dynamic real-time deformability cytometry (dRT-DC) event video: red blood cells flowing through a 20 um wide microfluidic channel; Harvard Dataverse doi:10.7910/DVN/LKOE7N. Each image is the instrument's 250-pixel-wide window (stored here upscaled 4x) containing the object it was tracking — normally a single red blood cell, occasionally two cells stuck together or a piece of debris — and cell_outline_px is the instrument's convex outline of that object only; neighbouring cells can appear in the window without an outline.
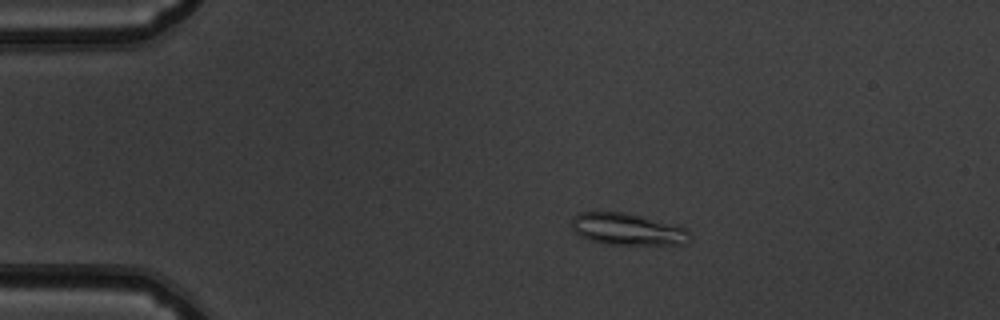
{"species": "common noctule bat (a hibernating species)", "species_latin": "Nyctalus noctula", "temperature_condition": "warm", "stored_images_in_passage": 43, "camera_frame_rate_fps": 3000, "um_per_image_px": 0.085, "animal": {"sex": "male", "body_mass_g": 19.5, "forearm_length_mm": 54.6}, "frame": {"image": 1, "passage_image": 1, "time_ms": 0.0, "image_size_px": [1000, 320], "cell_outline_px": [[688, 244], [604, 244], [588, 240], [572, 232], [572, 220], [580, 212], [624, 212], [640, 216], [684, 228], [688, 232]], "centroid_in_image_um": [53.24, 19.49], "position_along_channel_um": 31.8, "area_um2": 21.5}}
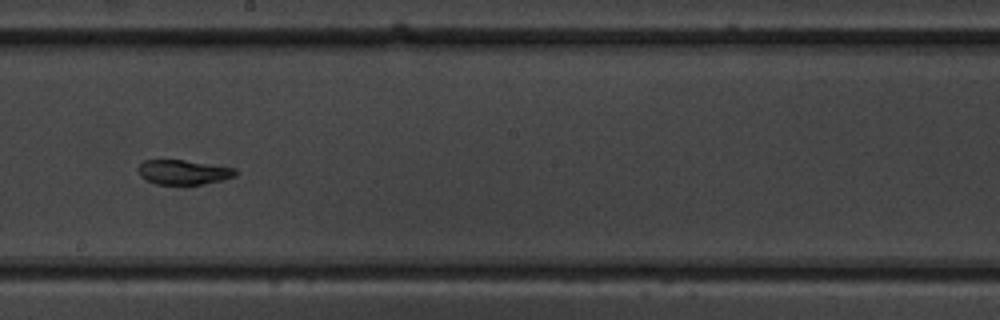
{"frame": {"image": 2, "passage_image": 21, "time_ms": 6.667, "image_size_px": [1000, 320], "cell_outline_px": [[240, 172], [236, 176], [224, 180], [204, 184], [156, 184], [140, 176], [136, 168], [144, 160], [184, 160], [236, 168]], "centroid_in_image_um": [15.64, 14.63], "position_along_channel_um": 232.6, "area_um2": 14.1}}
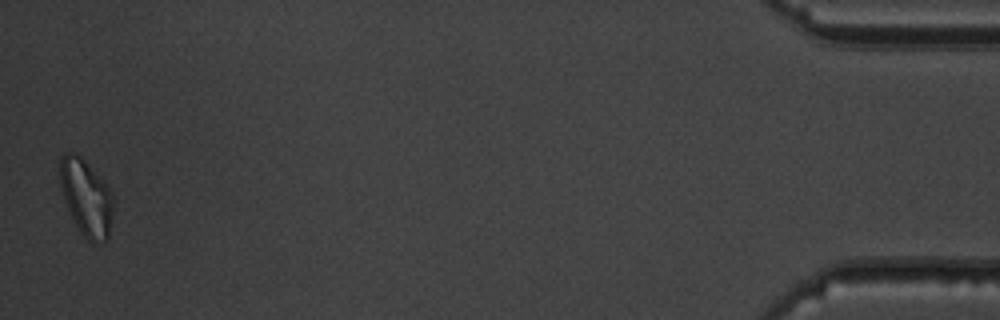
{"frame": {"image": 3, "passage_image": 43, "time_ms": 14.0, "image_size_px": [1000, 320], "cell_outline_px": [[112, 212], [108, 236], [104, 240], [88, 240], [80, 232], [68, 208], [60, 188], [60, 156], [64, 152], [76, 152], [104, 180], [112, 192]], "centroid_in_image_um": [7.3, 16.71], "position_along_channel_um": 427.9, "area_um2": 23.29}, "authors_computed_cell_mechanics": {"area_um2": 15.028, "velocity_mm_per_s": 3.844, "shape_relaxation_time_tau1_ms": 9.6441, "shape_relaxation_time_tau2_ms": 0.5657, "deformation_change_tau1": 0.319, "deformation_change_tau2": 0.0586}}